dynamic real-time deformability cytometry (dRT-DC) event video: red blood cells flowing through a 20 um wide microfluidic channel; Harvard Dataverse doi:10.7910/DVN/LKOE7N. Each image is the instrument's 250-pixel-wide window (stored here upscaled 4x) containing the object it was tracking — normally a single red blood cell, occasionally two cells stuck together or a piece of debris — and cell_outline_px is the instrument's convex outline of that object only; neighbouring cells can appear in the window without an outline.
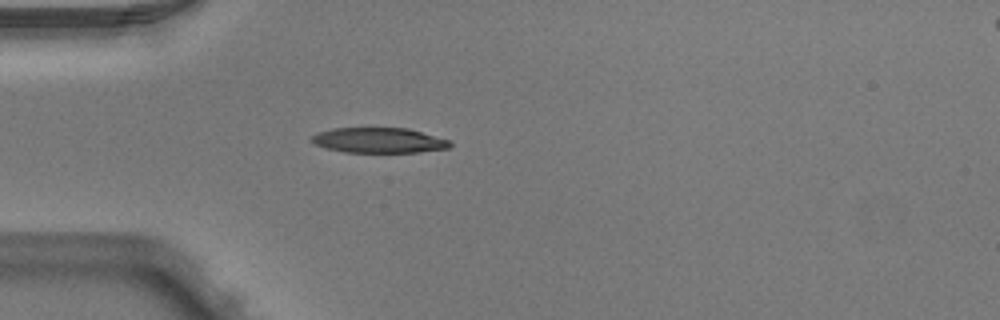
{"species": "Egyptian fruit bat (a non-hibernating species)", "species_latin": "Rousettus aegyptiacus", "temperature_condition": "warm", "stored_images_in_passage": 4, "camera_frame_rate_fps": 3000, "um_per_image_px": 0.085, "animal": {"sex": "male"}, "frame": {"image": 1, "passage_image": 3, "time_ms": 0.667, "image_size_px": [1000, 320], "cell_outline_px": [[452, 144], [448, 148], [420, 152], [344, 152], [312, 144], [308, 140], [316, 132], [332, 128], [408, 128], [452, 140]], "centroid_in_image_um": [32.19, 11.92], "position_along_channel_um": 52.8, "area_um2": 20.58}}